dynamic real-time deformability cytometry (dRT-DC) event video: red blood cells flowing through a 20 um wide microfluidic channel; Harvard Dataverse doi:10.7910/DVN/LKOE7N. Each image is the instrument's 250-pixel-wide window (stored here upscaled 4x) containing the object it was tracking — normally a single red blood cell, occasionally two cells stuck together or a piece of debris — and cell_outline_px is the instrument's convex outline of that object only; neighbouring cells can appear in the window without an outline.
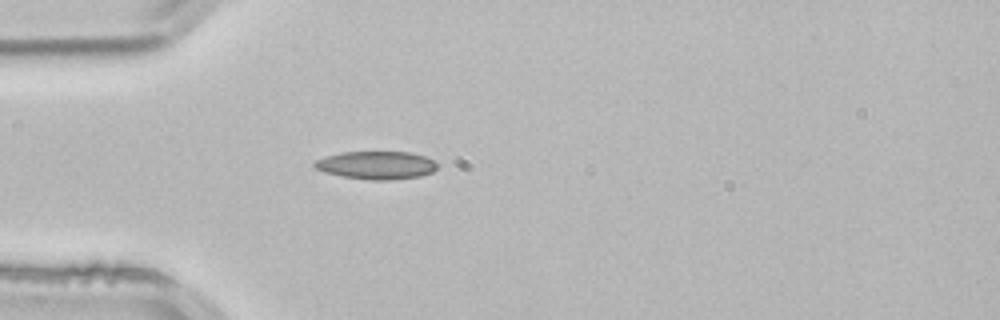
{"species": "common noctule bat (a hibernating species)", "species_latin": "Nyctalus noctula", "temperature_condition": "room temperature", "stored_images_in_passage": 4, "camera_frame_rate_fps": 3000, "um_per_image_px": 0.085, "animal": {"sex": "male", "body_mass_g": 21.5, "forearm_length_mm": 52.0}, "frame": {"image": 1, "passage_image": 4, "time_ms": 1.0, "image_size_px": [1000, 320], "cell_outline_px": [[436, 168], [432, 172], [420, 176], [392, 180], [372, 180], [340, 176], [324, 172], [316, 168], [312, 164], [316, 160], [324, 156], [340, 152], [408, 152], [424, 156], [432, 160], [436, 164]], "centroid_in_image_um": [31.95, 14.04], "position_along_channel_um": 53.1, "area_um2": 20.0}}